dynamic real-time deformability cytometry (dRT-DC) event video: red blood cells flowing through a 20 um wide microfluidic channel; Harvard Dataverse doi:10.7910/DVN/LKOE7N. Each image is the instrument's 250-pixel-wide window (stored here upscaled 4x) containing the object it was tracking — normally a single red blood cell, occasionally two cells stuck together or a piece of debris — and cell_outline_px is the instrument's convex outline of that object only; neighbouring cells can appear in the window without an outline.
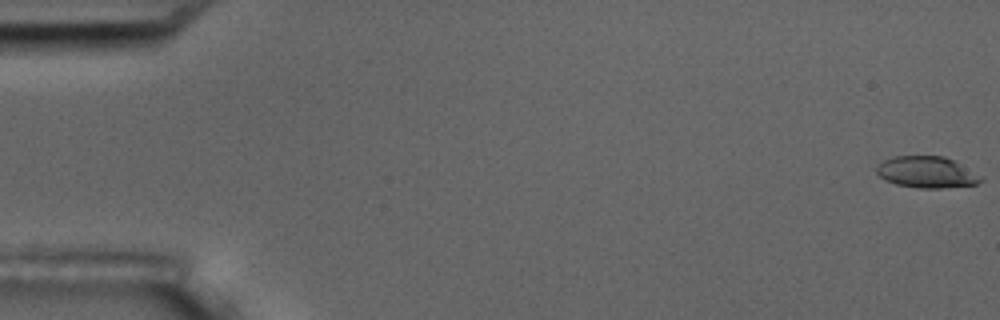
{"species": "common noctule bat (a hibernating species)", "species_latin": "Nyctalus noctula", "temperature_condition": "room temperature", "stored_images_in_passage": 6, "camera_frame_rate_fps": 3000, "um_per_image_px": 0.085, "animal": {"sex": "male", "body_mass_g": 17.5, "forearm_length_mm": 52.3}, "frame": {"image": 1, "passage_image": 1, "time_ms": 0.0, "image_size_px": [1000, 320], "cell_outline_px": [[984, 180], [976, 184], [940, 188], [920, 188], [896, 184], [884, 180], [876, 172], [876, 168], [884, 160], [892, 156], [944, 156], [984, 176]], "centroid_in_image_um": [78.79, 14.64], "position_along_channel_um": 6.2, "area_um2": 19.07}}
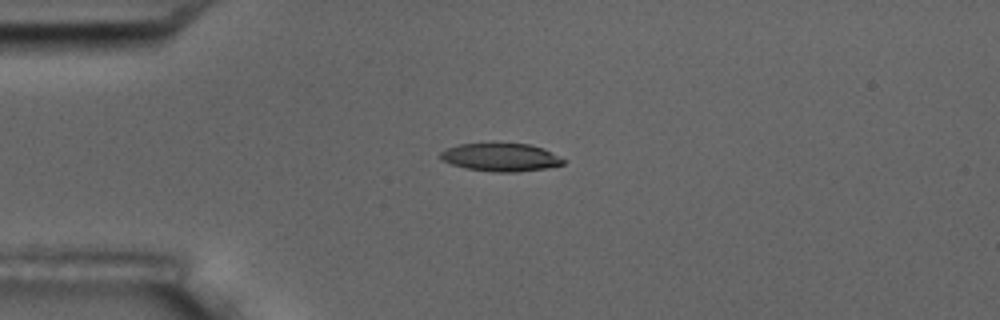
{"frame": {"image": 2, "passage_image": 5, "time_ms": 4.667, "image_size_px": [1000, 320], "cell_outline_px": [[568, 160], [564, 164], [548, 168], [516, 172], [492, 172], [464, 168], [440, 160], [440, 152], [444, 148], [460, 144], [528, 144], [544, 148]], "centroid_in_image_um": [42.58, 13.38], "position_along_channel_um": 42.4, "area_um2": 20.29}}